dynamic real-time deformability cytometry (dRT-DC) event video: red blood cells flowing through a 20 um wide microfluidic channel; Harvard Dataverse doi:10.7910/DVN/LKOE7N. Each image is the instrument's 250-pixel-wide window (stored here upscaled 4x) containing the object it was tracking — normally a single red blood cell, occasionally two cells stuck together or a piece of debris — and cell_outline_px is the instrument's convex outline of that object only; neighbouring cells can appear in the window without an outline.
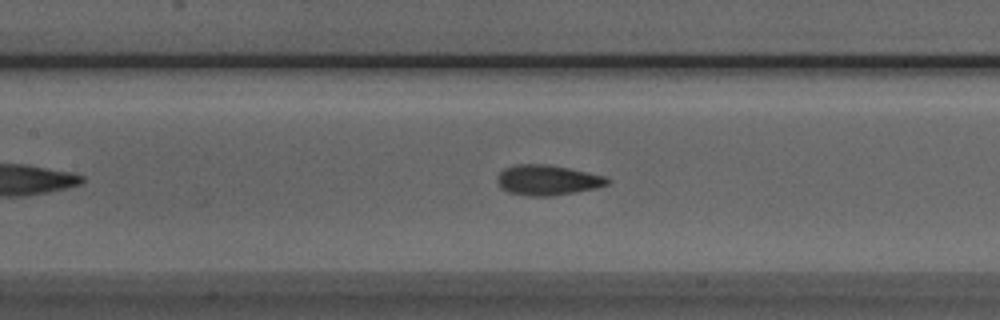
{"species": "Egyptian fruit bat (a non-hibernating species)", "species_latin": "Rousettus aegyptiacus", "temperature_condition": "room temperature", "stored_images_in_passage": 36, "camera_frame_rate_fps": 3000, "um_per_image_px": 0.085, "animal": {"sex": "male"}, "frame": {"image": 1, "passage_image": 15, "time_ms": 4.667, "image_size_px": [1000, 320], "cell_outline_px": [[612, 180], [608, 184], [596, 188], [552, 196], [528, 196], [508, 192], [500, 188], [496, 180], [496, 176], [504, 168], [516, 164], [548, 164], [568, 168], [604, 176]], "centroid_in_image_um": [46.49, 15.31], "position_along_channel_um": 160.9, "area_um2": 19.48}}
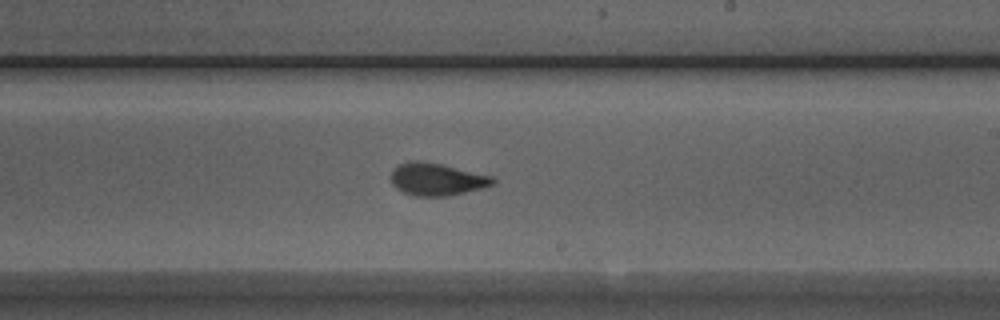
{"frame": {"image": 2, "passage_image": 22, "time_ms": 7.0, "image_size_px": [1000, 320], "cell_outline_px": [[496, 184], [448, 196], [416, 196], [404, 192], [396, 188], [392, 184], [392, 168], [408, 160], [416, 160], [440, 164], [492, 176], [496, 180]], "centroid_in_image_um": [37.11, 15.23], "position_along_channel_um": 251.9, "area_um2": 19.07}}
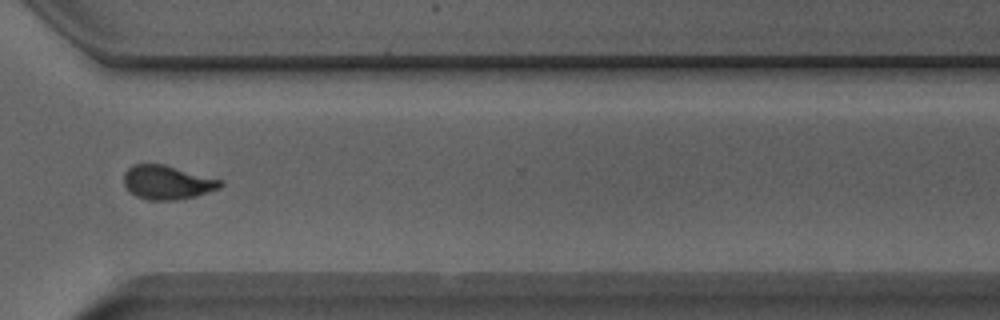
{"frame": {"image": 3, "passage_image": 30, "time_ms": 9.667, "image_size_px": [1000, 320], "cell_outline_px": [[224, 184], [220, 188], [196, 196], [176, 200], [148, 200], [136, 196], [128, 192], [124, 184], [124, 172], [128, 168], [136, 164], [164, 164], [224, 180]], "centroid_in_image_um": [14.23, 15.51], "position_along_channel_um": 356.4, "area_um2": 19.31}}